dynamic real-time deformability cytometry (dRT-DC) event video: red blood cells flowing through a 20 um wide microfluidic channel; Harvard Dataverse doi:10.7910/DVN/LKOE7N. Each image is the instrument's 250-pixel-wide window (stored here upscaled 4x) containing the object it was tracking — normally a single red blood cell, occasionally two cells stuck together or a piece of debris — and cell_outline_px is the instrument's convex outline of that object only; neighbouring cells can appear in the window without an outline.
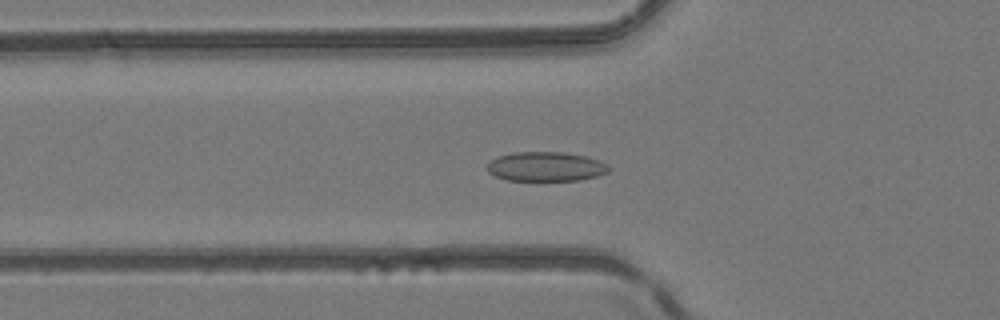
{"species": "common noctule bat (a hibernating species)", "species_latin": "Nyctalus noctula", "temperature_condition": "room temperature", "stored_images_in_passage": 51, "camera_frame_rate_fps": 3000, "um_per_image_px": 0.085, "animal": {"sex": "female", "body_mass_g": 24.6, "forearm_length_mm": 56.2}, "frame": {"image": 1, "passage_image": 19, "time_ms": 6.0, "image_size_px": [1000, 320], "cell_outline_px": [[612, 168], [608, 172], [596, 176], [580, 180], [508, 180], [496, 176], [488, 172], [488, 164], [496, 156], [512, 152], [564, 152], [588, 156], [600, 160], [608, 164]], "centroid_in_image_um": [46.44, 14.14], "position_along_channel_um": 79.4, "area_um2": 20.98}}
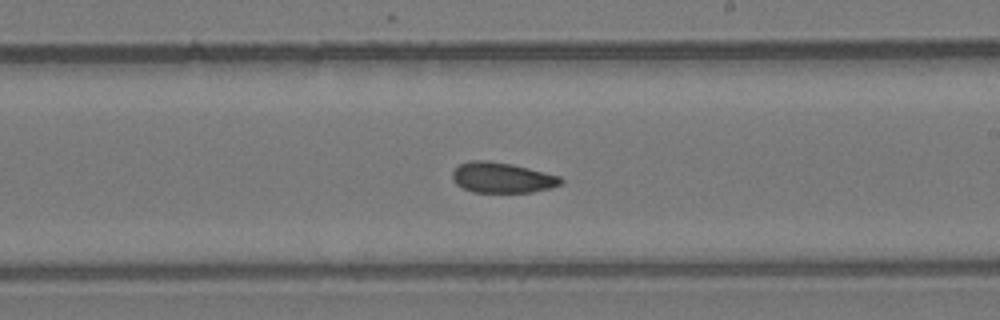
{"frame": {"image": 2, "passage_image": 31, "time_ms": 10.0, "image_size_px": [1000, 320], "cell_outline_px": [[564, 180], [560, 184], [552, 188], [532, 192], [472, 192], [456, 184], [452, 180], [452, 172], [460, 164], [472, 160], [484, 160], [512, 164], [560, 176]], "centroid_in_image_um": [42.68, 15.1], "position_along_channel_um": 246.3, "area_um2": 19.19}}
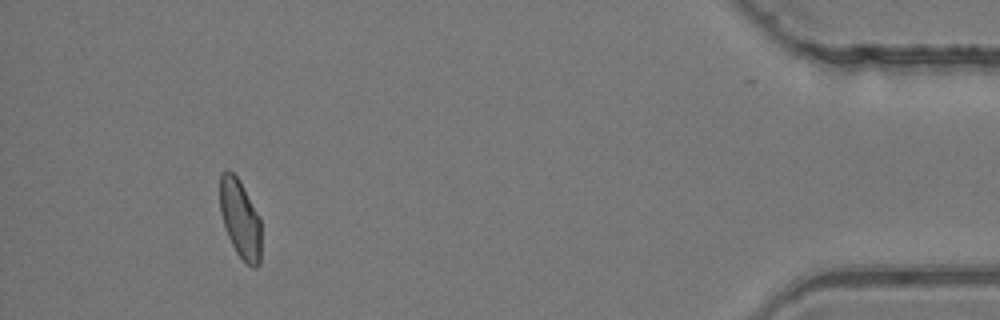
{"frame": {"image": 3, "passage_image": 48, "time_ms": 15.667, "image_size_px": [1000, 320], "cell_outline_px": [[260, 264], [256, 268], [252, 268], [236, 252], [228, 236], [220, 212], [220, 172], [228, 168], [236, 176], [260, 216]], "centroid_in_image_um": [20.41, 18.59], "position_along_channel_um": 414.8, "area_um2": 18.79}, "authors_computed_cell_mechanics": {"area_um2": 19.9988, "velocity_mm_per_s": 4.1448, "shape_relaxation_time_tau1_ms": null, "shape_relaxation_time_tau2_ms": 4.0381, "deformation_change_tau1": null, "deformation_change_tau2": 0.0759}}